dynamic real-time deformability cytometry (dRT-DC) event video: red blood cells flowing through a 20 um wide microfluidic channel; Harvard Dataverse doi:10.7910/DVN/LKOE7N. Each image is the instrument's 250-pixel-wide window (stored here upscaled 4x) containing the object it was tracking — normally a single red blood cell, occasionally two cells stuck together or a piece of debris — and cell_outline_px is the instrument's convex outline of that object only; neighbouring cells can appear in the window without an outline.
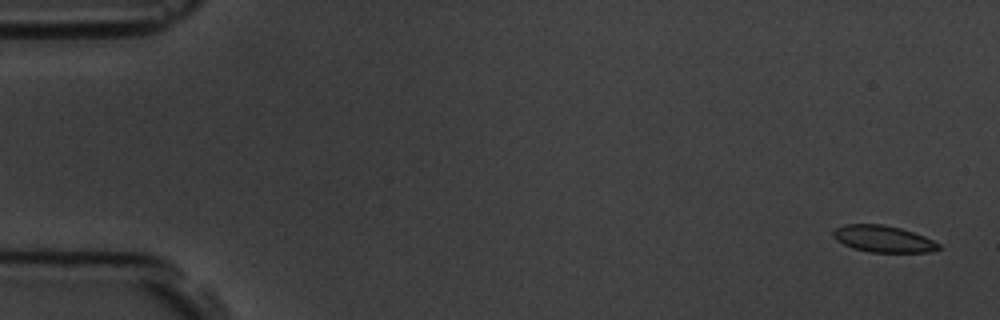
{"species": "common noctule bat (a hibernating species)", "species_latin": "Nyctalus noctula", "temperature_condition": "room temperature", "stored_images_in_passage": 5, "camera_frame_rate_fps": 3000, "um_per_image_px": 0.085, "animal": {"sex": "male", "body_mass_g": 19.5, "forearm_length_mm": 54.6}, "frame": {"image": 1, "passage_image": 1, "time_ms": 0.0, "image_size_px": [1000, 320], "cell_outline_px": [[940, 248], [928, 252], [868, 252], [852, 248], [836, 240], [832, 236], [832, 232], [836, 228], [844, 224], [884, 224], [900, 228], [924, 236], [940, 244]], "centroid_in_image_um": [75.03, 20.3], "position_along_channel_um": 10.0, "area_um2": 16.36}}
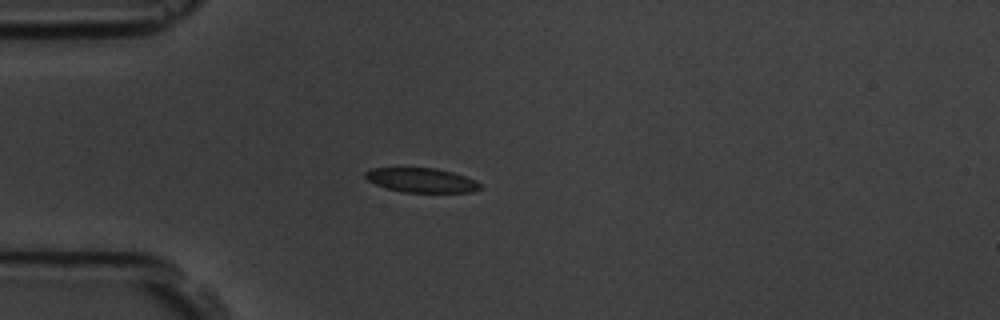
{"frame": {"image": 2, "passage_image": 4, "time_ms": 4.333, "image_size_px": [1000, 320], "cell_outline_px": [[484, 188], [472, 192], [404, 192], [384, 188], [368, 180], [364, 176], [364, 172], [372, 168], [436, 168], [452, 172], [476, 180]], "centroid_in_image_um": [35.83, 15.32], "position_along_channel_um": 49.2, "area_um2": 16.36}}